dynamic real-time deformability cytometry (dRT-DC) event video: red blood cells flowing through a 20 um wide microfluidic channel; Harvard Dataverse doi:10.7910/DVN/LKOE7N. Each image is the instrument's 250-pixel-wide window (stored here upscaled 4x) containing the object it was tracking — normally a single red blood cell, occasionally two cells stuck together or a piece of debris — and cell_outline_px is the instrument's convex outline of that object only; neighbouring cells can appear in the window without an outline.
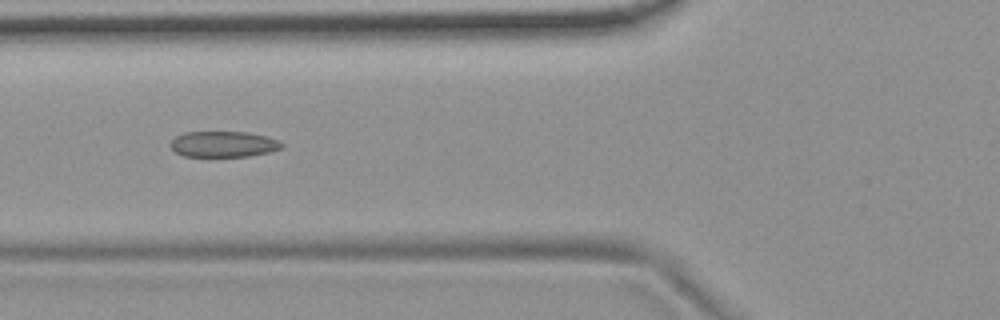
{"species": "common noctule bat (a hibernating species)", "species_latin": "Nyctalus noctula", "temperature_condition": "room temperature", "stored_images_in_passage": 55, "camera_frame_rate_fps": 3000, "um_per_image_px": 0.085, "animal": {"sex": "female", "body_mass_g": 19.9}, "frame": {"image": 1, "passage_image": 21, "time_ms": 6.667, "image_size_px": [1000, 320], "cell_outline_px": [[284, 148], [272, 152], [248, 156], [184, 156], [176, 152], [168, 144], [176, 136], [184, 132], [248, 132], [268, 136], [280, 140], [284, 144]], "centroid_in_image_um": [19.06, 12.25], "position_along_channel_um": 106.7, "area_um2": 16.99}}
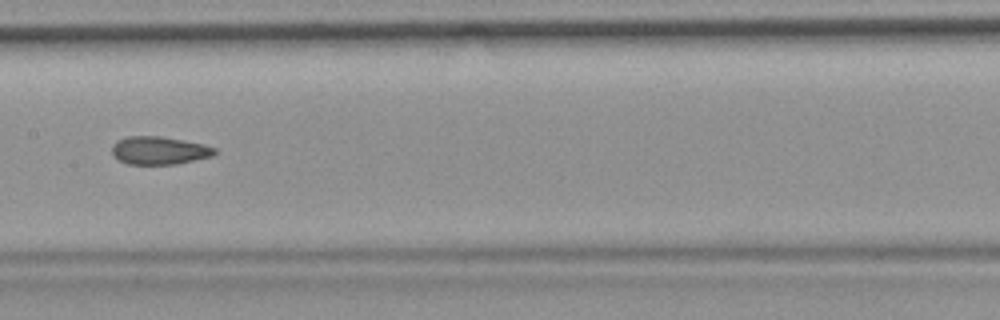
{"frame": {"image": 2, "passage_image": 28, "time_ms": 9.0, "image_size_px": [1000, 320], "cell_outline_px": [[216, 152], [212, 156], [176, 164], [128, 164], [112, 156], [112, 144], [116, 140], [128, 136], [160, 136], [204, 144], [216, 148]], "centroid_in_image_um": [13.5, 12.78], "position_along_channel_um": 193.9, "area_um2": 16.76}}
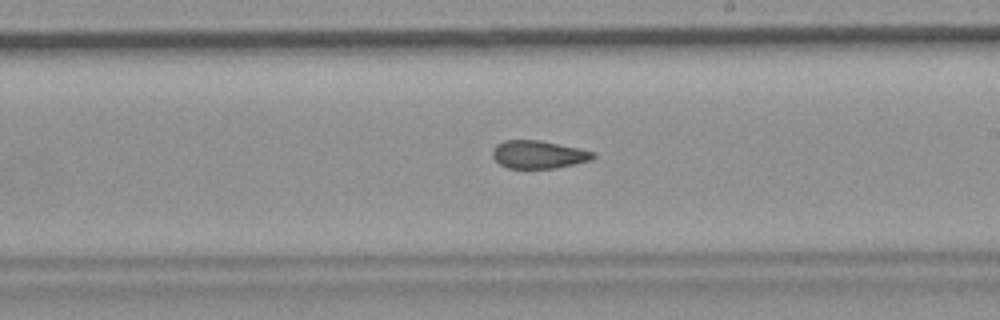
{"frame": {"image": 3, "passage_image": 32, "time_ms": 10.333, "image_size_px": [1000, 320], "cell_outline_px": [[596, 156], [592, 160], [556, 168], [508, 168], [500, 164], [492, 156], [492, 152], [496, 144], [504, 140], [540, 140], [580, 148], [596, 152]], "centroid_in_image_um": [45.8, 13.13], "position_along_channel_um": 243.2, "area_um2": 16.47}, "authors_computed_cell_mechanics": {"area_um2": 17.5712, "velocity_mm_per_s": 3.7236, "shape_relaxation_time_tau1_ms": null, "shape_relaxation_time_tau2_ms": 2.3986, "deformation_change_tau1": null, "deformation_change_tau2": 0.0856}}